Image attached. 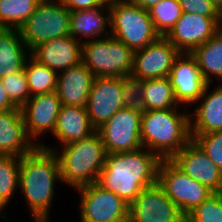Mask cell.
<instances>
[{
	"instance_id": "obj_3",
	"label": "cell",
	"mask_w": 222,
	"mask_h": 222,
	"mask_svg": "<svg viewBox=\"0 0 222 222\" xmlns=\"http://www.w3.org/2000/svg\"><path fill=\"white\" fill-rule=\"evenodd\" d=\"M177 109L148 110L141 115L142 146L161 160H170L192 140L189 113Z\"/></svg>"
},
{
	"instance_id": "obj_17",
	"label": "cell",
	"mask_w": 222,
	"mask_h": 222,
	"mask_svg": "<svg viewBox=\"0 0 222 222\" xmlns=\"http://www.w3.org/2000/svg\"><path fill=\"white\" fill-rule=\"evenodd\" d=\"M61 106L57 92L53 91L31 96L20 108L27 134L34 144L43 133L53 134Z\"/></svg>"
},
{
	"instance_id": "obj_14",
	"label": "cell",
	"mask_w": 222,
	"mask_h": 222,
	"mask_svg": "<svg viewBox=\"0 0 222 222\" xmlns=\"http://www.w3.org/2000/svg\"><path fill=\"white\" fill-rule=\"evenodd\" d=\"M218 31V17L182 12L175 26L165 37L179 52L192 53Z\"/></svg>"
},
{
	"instance_id": "obj_32",
	"label": "cell",
	"mask_w": 222,
	"mask_h": 222,
	"mask_svg": "<svg viewBox=\"0 0 222 222\" xmlns=\"http://www.w3.org/2000/svg\"><path fill=\"white\" fill-rule=\"evenodd\" d=\"M1 80L10 101L16 107L21 108L31 97L24 67Z\"/></svg>"
},
{
	"instance_id": "obj_33",
	"label": "cell",
	"mask_w": 222,
	"mask_h": 222,
	"mask_svg": "<svg viewBox=\"0 0 222 222\" xmlns=\"http://www.w3.org/2000/svg\"><path fill=\"white\" fill-rule=\"evenodd\" d=\"M191 138L222 173V131L203 135H191Z\"/></svg>"
},
{
	"instance_id": "obj_8",
	"label": "cell",
	"mask_w": 222,
	"mask_h": 222,
	"mask_svg": "<svg viewBox=\"0 0 222 222\" xmlns=\"http://www.w3.org/2000/svg\"><path fill=\"white\" fill-rule=\"evenodd\" d=\"M69 26L70 10L61 0H40L19 31L30 52L45 41L70 35Z\"/></svg>"
},
{
	"instance_id": "obj_13",
	"label": "cell",
	"mask_w": 222,
	"mask_h": 222,
	"mask_svg": "<svg viewBox=\"0 0 222 222\" xmlns=\"http://www.w3.org/2000/svg\"><path fill=\"white\" fill-rule=\"evenodd\" d=\"M128 217L132 222H186V216L158 183L144 188L129 204Z\"/></svg>"
},
{
	"instance_id": "obj_37",
	"label": "cell",
	"mask_w": 222,
	"mask_h": 222,
	"mask_svg": "<svg viewBox=\"0 0 222 222\" xmlns=\"http://www.w3.org/2000/svg\"><path fill=\"white\" fill-rule=\"evenodd\" d=\"M129 1L148 10L153 5L159 3L161 0H129Z\"/></svg>"
},
{
	"instance_id": "obj_34",
	"label": "cell",
	"mask_w": 222,
	"mask_h": 222,
	"mask_svg": "<svg viewBox=\"0 0 222 222\" xmlns=\"http://www.w3.org/2000/svg\"><path fill=\"white\" fill-rule=\"evenodd\" d=\"M182 12L218 17V9L211 0H179Z\"/></svg>"
},
{
	"instance_id": "obj_18",
	"label": "cell",
	"mask_w": 222,
	"mask_h": 222,
	"mask_svg": "<svg viewBox=\"0 0 222 222\" xmlns=\"http://www.w3.org/2000/svg\"><path fill=\"white\" fill-rule=\"evenodd\" d=\"M38 63L60 73L82 61V43L70 35L38 44L30 51Z\"/></svg>"
},
{
	"instance_id": "obj_27",
	"label": "cell",
	"mask_w": 222,
	"mask_h": 222,
	"mask_svg": "<svg viewBox=\"0 0 222 222\" xmlns=\"http://www.w3.org/2000/svg\"><path fill=\"white\" fill-rule=\"evenodd\" d=\"M30 96L57 90L58 73L38 63L31 56L24 63Z\"/></svg>"
},
{
	"instance_id": "obj_28",
	"label": "cell",
	"mask_w": 222,
	"mask_h": 222,
	"mask_svg": "<svg viewBox=\"0 0 222 222\" xmlns=\"http://www.w3.org/2000/svg\"><path fill=\"white\" fill-rule=\"evenodd\" d=\"M20 157L0 155V214L19 188ZM2 219H7L2 213Z\"/></svg>"
},
{
	"instance_id": "obj_12",
	"label": "cell",
	"mask_w": 222,
	"mask_h": 222,
	"mask_svg": "<svg viewBox=\"0 0 222 222\" xmlns=\"http://www.w3.org/2000/svg\"><path fill=\"white\" fill-rule=\"evenodd\" d=\"M179 53L166 37L160 36L145 48L134 51L129 79L134 85L138 81L168 77Z\"/></svg>"
},
{
	"instance_id": "obj_6",
	"label": "cell",
	"mask_w": 222,
	"mask_h": 222,
	"mask_svg": "<svg viewBox=\"0 0 222 222\" xmlns=\"http://www.w3.org/2000/svg\"><path fill=\"white\" fill-rule=\"evenodd\" d=\"M82 43V62L95 77L130 78L134 51L112 35Z\"/></svg>"
},
{
	"instance_id": "obj_16",
	"label": "cell",
	"mask_w": 222,
	"mask_h": 222,
	"mask_svg": "<svg viewBox=\"0 0 222 222\" xmlns=\"http://www.w3.org/2000/svg\"><path fill=\"white\" fill-rule=\"evenodd\" d=\"M170 161L192 179L207 186L214 193L222 188V173L200 146L191 140Z\"/></svg>"
},
{
	"instance_id": "obj_20",
	"label": "cell",
	"mask_w": 222,
	"mask_h": 222,
	"mask_svg": "<svg viewBox=\"0 0 222 222\" xmlns=\"http://www.w3.org/2000/svg\"><path fill=\"white\" fill-rule=\"evenodd\" d=\"M210 86L211 84H207L197 100L200 105L196 106L193 113H189L191 135L222 131V83L208 93Z\"/></svg>"
},
{
	"instance_id": "obj_1",
	"label": "cell",
	"mask_w": 222,
	"mask_h": 222,
	"mask_svg": "<svg viewBox=\"0 0 222 222\" xmlns=\"http://www.w3.org/2000/svg\"><path fill=\"white\" fill-rule=\"evenodd\" d=\"M160 161L156 154L145 148L107 154L97 183L129 205L144 188L157 183Z\"/></svg>"
},
{
	"instance_id": "obj_24",
	"label": "cell",
	"mask_w": 222,
	"mask_h": 222,
	"mask_svg": "<svg viewBox=\"0 0 222 222\" xmlns=\"http://www.w3.org/2000/svg\"><path fill=\"white\" fill-rule=\"evenodd\" d=\"M134 102L143 110L179 107L168 77L138 81L133 85Z\"/></svg>"
},
{
	"instance_id": "obj_35",
	"label": "cell",
	"mask_w": 222,
	"mask_h": 222,
	"mask_svg": "<svg viewBox=\"0 0 222 222\" xmlns=\"http://www.w3.org/2000/svg\"><path fill=\"white\" fill-rule=\"evenodd\" d=\"M70 11L85 10L101 4H109L107 0H61Z\"/></svg>"
},
{
	"instance_id": "obj_21",
	"label": "cell",
	"mask_w": 222,
	"mask_h": 222,
	"mask_svg": "<svg viewBox=\"0 0 222 222\" xmlns=\"http://www.w3.org/2000/svg\"><path fill=\"white\" fill-rule=\"evenodd\" d=\"M94 78L82 61L58 73L56 92L61 104L86 107Z\"/></svg>"
},
{
	"instance_id": "obj_19",
	"label": "cell",
	"mask_w": 222,
	"mask_h": 222,
	"mask_svg": "<svg viewBox=\"0 0 222 222\" xmlns=\"http://www.w3.org/2000/svg\"><path fill=\"white\" fill-rule=\"evenodd\" d=\"M37 147L27 134L20 108L0 111V155L22 157Z\"/></svg>"
},
{
	"instance_id": "obj_39",
	"label": "cell",
	"mask_w": 222,
	"mask_h": 222,
	"mask_svg": "<svg viewBox=\"0 0 222 222\" xmlns=\"http://www.w3.org/2000/svg\"><path fill=\"white\" fill-rule=\"evenodd\" d=\"M213 4L218 8L222 5V0H211Z\"/></svg>"
},
{
	"instance_id": "obj_2",
	"label": "cell",
	"mask_w": 222,
	"mask_h": 222,
	"mask_svg": "<svg viewBox=\"0 0 222 222\" xmlns=\"http://www.w3.org/2000/svg\"><path fill=\"white\" fill-rule=\"evenodd\" d=\"M62 182L60 165L53 151L37 147L20 157L19 189L23 193L32 219L49 222L56 181Z\"/></svg>"
},
{
	"instance_id": "obj_9",
	"label": "cell",
	"mask_w": 222,
	"mask_h": 222,
	"mask_svg": "<svg viewBox=\"0 0 222 222\" xmlns=\"http://www.w3.org/2000/svg\"><path fill=\"white\" fill-rule=\"evenodd\" d=\"M143 110L133 101L118 110L96 131L101 136L107 154L142 149L140 127Z\"/></svg>"
},
{
	"instance_id": "obj_7",
	"label": "cell",
	"mask_w": 222,
	"mask_h": 222,
	"mask_svg": "<svg viewBox=\"0 0 222 222\" xmlns=\"http://www.w3.org/2000/svg\"><path fill=\"white\" fill-rule=\"evenodd\" d=\"M134 101L133 84L125 77H95L86 104L92 126L97 130L118 110Z\"/></svg>"
},
{
	"instance_id": "obj_38",
	"label": "cell",
	"mask_w": 222,
	"mask_h": 222,
	"mask_svg": "<svg viewBox=\"0 0 222 222\" xmlns=\"http://www.w3.org/2000/svg\"><path fill=\"white\" fill-rule=\"evenodd\" d=\"M218 26L219 30L222 31V5L218 8Z\"/></svg>"
},
{
	"instance_id": "obj_31",
	"label": "cell",
	"mask_w": 222,
	"mask_h": 222,
	"mask_svg": "<svg viewBox=\"0 0 222 222\" xmlns=\"http://www.w3.org/2000/svg\"><path fill=\"white\" fill-rule=\"evenodd\" d=\"M186 222H222V196L212 194L186 215Z\"/></svg>"
},
{
	"instance_id": "obj_25",
	"label": "cell",
	"mask_w": 222,
	"mask_h": 222,
	"mask_svg": "<svg viewBox=\"0 0 222 222\" xmlns=\"http://www.w3.org/2000/svg\"><path fill=\"white\" fill-rule=\"evenodd\" d=\"M29 56L19 29L0 28V79L20 71Z\"/></svg>"
},
{
	"instance_id": "obj_5",
	"label": "cell",
	"mask_w": 222,
	"mask_h": 222,
	"mask_svg": "<svg viewBox=\"0 0 222 222\" xmlns=\"http://www.w3.org/2000/svg\"><path fill=\"white\" fill-rule=\"evenodd\" d=\"M109 21L110 35L133 51L145 48L160 37L149 11L129 0L109 2Z\"/></svg>"
},
{
	"instance_id": "obj_10",
	"label": "cell",
	"mask_w": 222,
	"mask_h": 222,
	"mask_svg": "<svg viewBox=\"0 0 222 222\" xmlns=\"http://www.w3.org/2000/svg\"><path fill=\"white\" fill-rule=\"evenodd\" d=\"M157 183L185 216L214 194L207 186L182 172L170 160L160 161Z\"/></svg>"
},
{
	"instance_id": "obj_4",
	"label": "cell",
	"mask_w": 222,
	"mask_h": 222,
	"mask_svg": "<svg viewBox=\"0 0 222 222\" xmlns=\"http://www.w3.org/2000/svg\"><path fill=\"white\" fill-rule=\"evenodd\" d=\"M37 146L57 155L61 183H66L73 189L97 182L107 155L97 131L87 138L60 146L63 147L61 152L60 149L55 150L44 143H37Z\"/></svg>"
},
{
	"instance_id": "obj_11",
	"label": "cell",
	"mask_w": 222,
	"mask_h": 222,
	"mask_svg": "<svg viewBox=\"0 0 222 222\" xmlns=\"http://www.w3.org/2000/svg\"><path fill=\"white\" fill-rule=\"evenodd\" d=\"M75 190L81 199V222H119L128 217L129 205L97 182Z\"/></svg>"
},
{
	"instance_id": "obj_30",
	"label": "cell",
	"mask_w": 222,
	"mask_h": 222,
	"mask_svg": "<svg viewBox=\"0 0 222 222\" xmlns=\"http://www.w3.org/2000/svg\"><path fill=\"white\" fill-rule=\"evenodd\" d=\"M155 31L165 37L182 15L179 0H161L148 9Z\"/></svg>"
},
{
	"instance_id": "obj_23",
	"label": "cell",
	"mask_w": 222,
	"mask_h": 222,
	"mask_svg": "<svg viewBox=\"0 0 222 222\" xmlns=\"http://www.w3.org/2000/svg\"><path fill=\"white\" fill-rule=\"evenodd\" d=\"M95 132L86 107L61 106L53 132L61 146L87 138Z\"/></svg>"
},
{
	"instance_id": "obj_36",
	"label": "cell",
	"mask_w": 222,
	"mask_h": 222,
	"mask_svg": "<svg viewBox=\"0 0 222 222\" xmlns=\"http://www.w3.org/2000/svg\"><path fill=\"white\" fill-rule=\"evenodd\" d=\"M16 107L9 99L7 92L5 91L2 80L0 79V111L14 109Z\"/></svg>"
},
{
	"instance_id": "obj_15",
	"label": "cell",
	"mask_w": 222,
	"mask_h": 222,
	"mask_svg": "<svg viewBox=\"0 0 222 222\" xmlns=\"http://www.w3.org/2000/svg\"><path fill=\"white\" fill-rule=\"evenodd\" d=\"M168 78L178 104H195L207 86L192 53L180 52Z\"/></svg>"
},
{
	"instance_id": "obj_29",
	"label": "cell",
	"mask_w": 222,
	"mask_h": 222,
	"mask_svg": "<svg viewBox=\"0 0 222 222\" xmlns=\"http://www.w3.org/2000/svg\"><path fill=\"white\" fill-rule=\"evenodd\" d=\"M40 0H0V28L19 29Z\"/></svg>"
},
{
	"instance_id": "obj_26",
	"label": "cell",
	"mask_w": 222,
	"mask_h": 222,
	"mask_svg": "<svg viewBox=\"0 0 222 222\" xmlns=\"http://www.w3.org/2000/svg\"><path fill=\"white\" fill-rule=\"evenodd\" d=\"M192 54L208 84H212L213 76L222 83V31L219 30L213 37L199 45Z\"/></svg>"
},
{
	"instance_id": "obj_22",
	"label": "cell",
	"mask_w": 222,
	"mask_h": 222,
	"mask_svg": "<svg viewBox=\"0 0 222 222\" xmlns=\"http://www.w3.org/2000/svg\"><path fill=\"white\" fill-rule=\"evenodd\" d=\"M106 10L107 14L104 13ZM108 28H110L109 4H101L85 10L70 11V36L76 40L79 38L78 41L81 43L95 40V36L99 38L102 36L108 37L110 35V29ZM80 36L83 38L87 37V40H83V38L81 40Z\"/></svg>"
},
{
	"instance_id": "obj_40",
	"label": "cell",
	"mask_w": 222,
	"mask_h": 222,
	"mask_svg": "<svg viewBox=\"0 0 222 222\" xmlns=\"http://www.w3.org/2000/svg\"><path fill=\"white\" fill-rule=\"evenodd\" d=\"M119 222H132V220L129 217H127L126 219L119 221Z\"/></svg>"
}]
</instances>
